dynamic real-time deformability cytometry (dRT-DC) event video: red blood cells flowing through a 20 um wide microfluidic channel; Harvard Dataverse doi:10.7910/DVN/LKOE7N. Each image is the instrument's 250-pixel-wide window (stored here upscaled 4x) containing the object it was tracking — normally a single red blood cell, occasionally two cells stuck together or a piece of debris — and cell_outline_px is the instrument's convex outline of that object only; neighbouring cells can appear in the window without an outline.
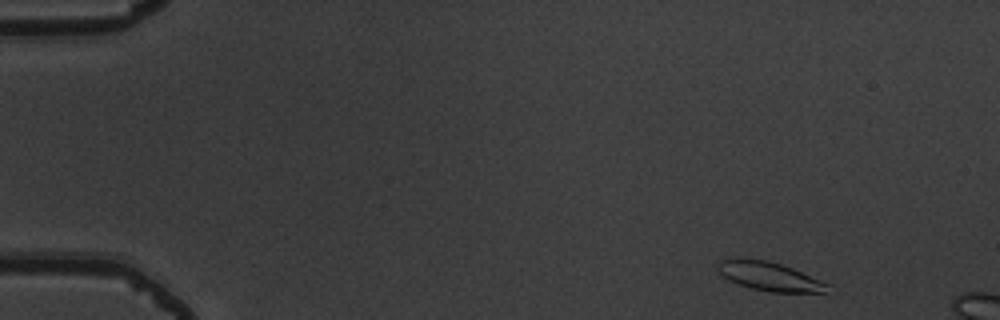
{"species": "common noctule bat (a hibernating species)", "species_latin": "Nyctalus noctula", "temperature_condition": "warm", "stored_images_in_passage": 3, "camera_frame_rate_fps": 3000, "um_per_image_px": 0.085, "animal": {"sex": "male", "body_mass_g": 19.5, "forearm_length_mm": 54.6}, "frame": {"image": 1, "passage_image": 1, "time_ms": 0.0, "image_size_px": [1000, 320], "cell_outline_px": [[836, 292], [832, 296], [768, 292], [752, 288], [728, 280], [720, 272], [716, 264], [720, 260], [732, 256], [740, 256], [768, 260], [792, 268], [832, 284], [836, 288]], "centroid_in_image_um": [65.64, 23.54], "position_along_channel_um": 19.4, "area_um2": 20.17}}